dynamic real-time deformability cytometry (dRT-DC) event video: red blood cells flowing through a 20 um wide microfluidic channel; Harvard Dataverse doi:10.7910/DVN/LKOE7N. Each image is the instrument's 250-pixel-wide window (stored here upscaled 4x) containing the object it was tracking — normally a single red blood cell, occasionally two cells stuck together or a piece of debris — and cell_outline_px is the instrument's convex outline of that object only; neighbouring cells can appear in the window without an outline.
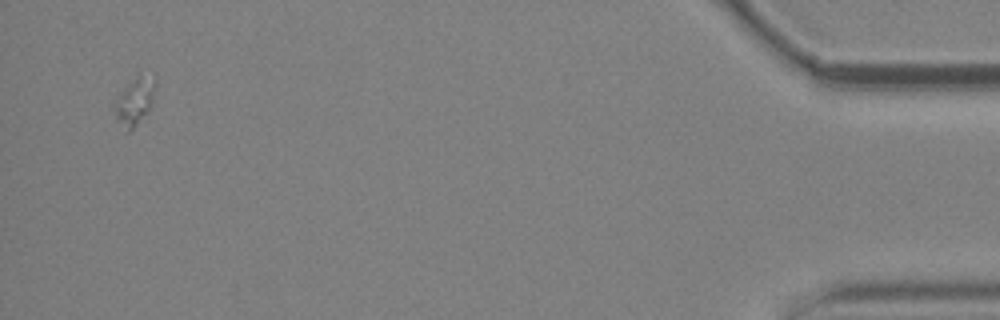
{"species": "common noctule bat (a hibernating species)", "species_latin": "Nyctalus noctula", "temperature_condition": "cold", "stored_images_in_passage": 12, "camera_frame_rate_fps": 3000, "um_per_image_px": 0.085, "animal": {"sex": "male", "body_mass_g": 19.2, "forearm_length_mm": 51.8}, "frame": {"image": 1, "passage_image": 12, "time_ms": 14.333, "image_size_px": [1000, 320], "cell_outline_px": [[156, 88], [152, 104], [132, 128], [128, 132], [116, 116], [112, 108], [112, 100], [124, 88], [136, 80], [156, 80]], "centroid_in_image_um": [11.38, 8.68], "position_along_channel_um": 423.8, "area_um2": 10.29}}